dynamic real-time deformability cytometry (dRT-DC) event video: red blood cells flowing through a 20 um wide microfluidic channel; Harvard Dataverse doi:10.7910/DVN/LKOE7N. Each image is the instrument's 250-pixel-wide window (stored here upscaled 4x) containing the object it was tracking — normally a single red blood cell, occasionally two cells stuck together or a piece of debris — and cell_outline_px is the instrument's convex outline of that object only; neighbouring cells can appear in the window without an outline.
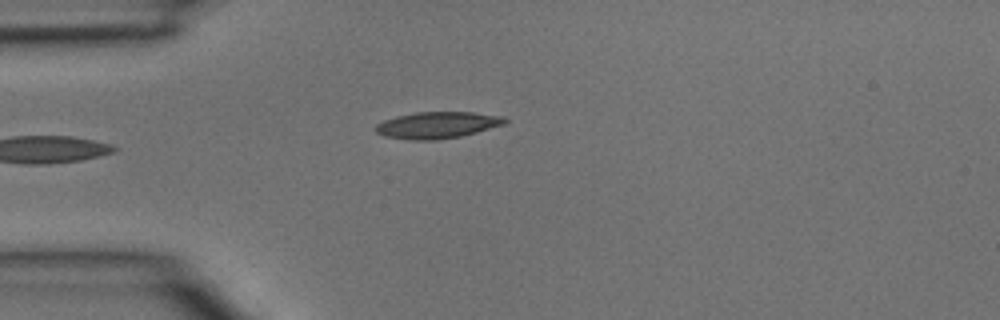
{"species": "common noctule bat (a hibernating species)", "species_latin": "Nyctalus noctula", "temperature_condition": "room temperature", "stored_images_in_passage": 3, "camera_frame_rate_fps": 3000, "um_per_image_px": 0.085, "animal": {"sex": "male", "body_mass_g": 15.6}, "frame": {"image": 1, "passage_image": 3, "time_ms": 0.667, "image_size_px": [1000, 320], "cell_outline_px": [[508, 120], [504, 124], [476, 132], [460, 136], [436, 140], [408, 140], [384, 136], [376, 132], [376, 124], [384, 120], [396, 116], [416, 112], [472, 112], [504, 116]], "centroid_in_image_um": [37.16, 10.63], "position_along_channel_um": 47.8, "area_um2": 20.0}}